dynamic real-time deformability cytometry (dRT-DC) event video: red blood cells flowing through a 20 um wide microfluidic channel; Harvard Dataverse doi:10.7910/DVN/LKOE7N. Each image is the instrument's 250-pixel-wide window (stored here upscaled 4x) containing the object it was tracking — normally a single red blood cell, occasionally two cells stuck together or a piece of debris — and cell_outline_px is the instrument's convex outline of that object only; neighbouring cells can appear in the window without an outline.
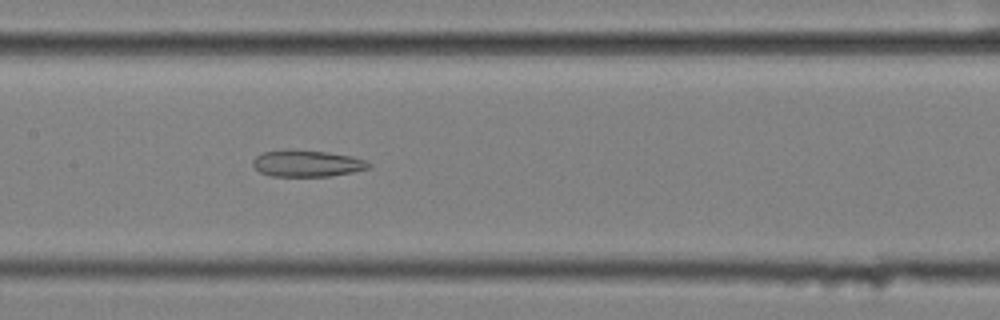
{"species": "common noctule bat (a hibernating species)", "species_latin": "Nyctalus noctula", "temperature_condition": "cold", "stored_images_in_passage": 49, "camera_frame_rate_fps": 3000, "um_per_image_px": 0.085, "animal": {"sex": "female", "body_mass_g": 25.1}, "frame": {"image": 1, "passage_image": 20, "time_ms": 6.333, "image_size_px": [1000, 320], "cell_outline_px": [[372, 168], [352, 172], [328, 176], [272, 176], [260, 172], [252, 164], [252, 160], [256, 156], [264, 152], [284, 148], [288, 148], [324, 152], [348, 156], [364, 160], [372, 164]], "centroid_in_image_um": [26.06, 13.88], "position_along_channel_um": 181.3, "area_um2": 17.98}}
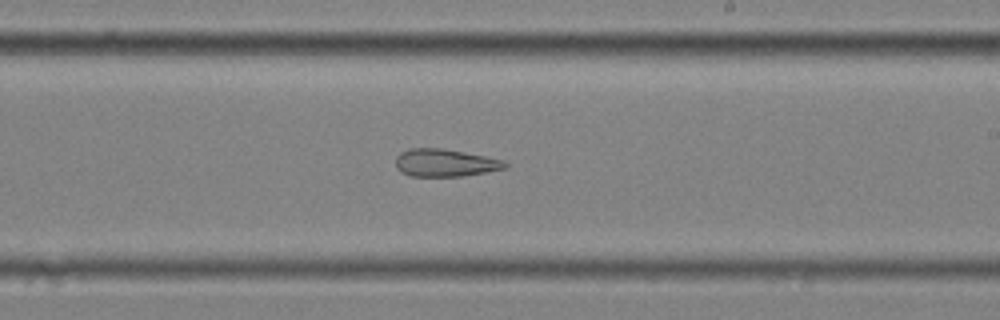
{"frame": {"image": 2, "passage_image": 26, "time_ms": 8.333, "image_size_px": [1000, 320], "cell_outline_px": [[508, 168], [464, 176], [408, 176], [400, 172], [396, 168], [396, 156], [400, 152], [408, 148], [440, 148], [464, 152], [504, 160], [508, 164]], "centroid_in_image_um": [37.81, 13.84], "position_along_channel_um": 251.2, "area_um2": 17.74}}
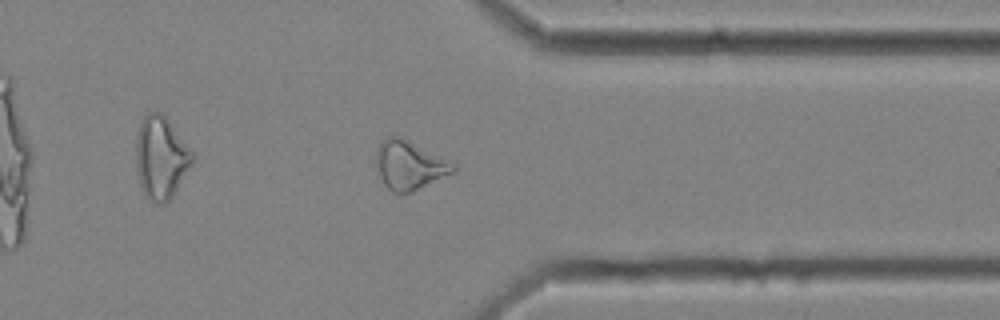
{"frame": {"image": 3, "passage_image": 37, "time_ms": 12.0, "image_size_px": [1000, 320], "cell_outline_px": [[456, 168], [452, 172], [412, 192], [392, 192], [384, 184], [380, 176], [376, 164], [376, 148], [388, 136], [400, 136], [456, 160]], "centroid_in_image_um": [34.86, 13.99], "position_along_channel_um": 376.5, "area_um2": 22.25}, "authors_computed_cell_mechanics": {"area_um2": 22.253, "velocity_mm_per_s": 3.5044, "shape_relaxation_time_tau1_ms": null, "shape_relaxation_time_tau2_ms": 6.4762, "deformation_change_tau1": null, "deformation_change_tau2": 0.1865}}